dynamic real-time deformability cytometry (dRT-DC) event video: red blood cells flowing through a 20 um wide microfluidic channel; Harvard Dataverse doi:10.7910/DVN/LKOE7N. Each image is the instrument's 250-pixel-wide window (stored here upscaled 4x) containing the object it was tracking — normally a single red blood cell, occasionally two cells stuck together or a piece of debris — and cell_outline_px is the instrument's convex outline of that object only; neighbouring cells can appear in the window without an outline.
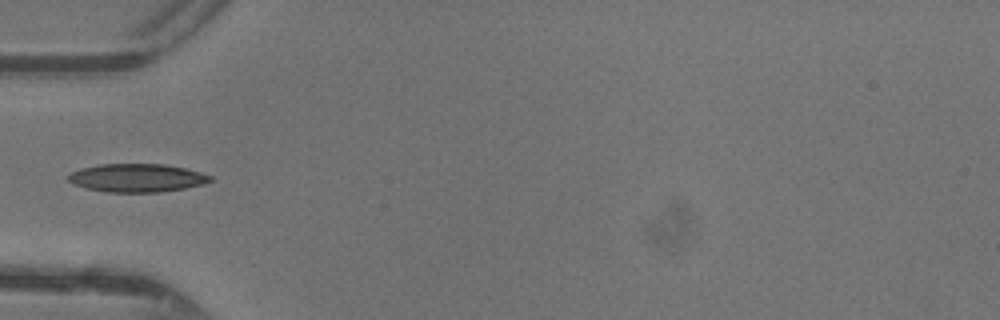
{"species": "common noctule bat (a hibernating species)", "species_latin": "Nyctalus noctula", "temperature_condition": "warm", "stored_images_in_passage": 12, "camera_frame_rate_fps": 3000, "um_per_image_px": 0.085, "animal": {"sex": "female"}, "frame": {"image": 1, "passage_image": 1, "time_ms": 0.0, "image_size_px": [1000, 320], "cell_outline_px": [[212, 180], [204, 184], [184, 188], [160, 192], [108, 192], [88, 188], [72, 184], [68, 180], [68, 176], [72, 172], [80, 168], [100, 164], [164, 164], [184, 168], [200, 172], [212, 176]], "centroid_in_image_um": [11.64, 15.12], "position_along_channel_um": 73.4, "area_um2": 23.29}}
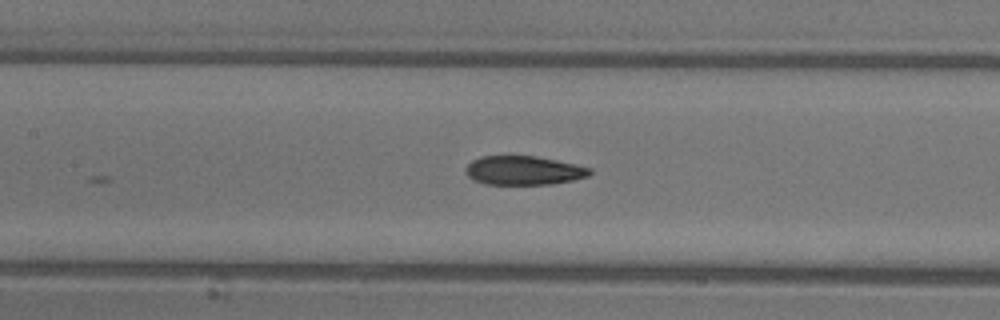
{"frame": {"image": 2, "passage_image": 7, "time_ms": 2.0, "image_size_px": [1000, 320], "cell_outline_px": [[592, 172], [588, 176], [572, 180], [552, 184], [484, 184], [472, 180], [468, 176], [468, 164], [472, 160], [480, 156], [536, 156], [556, 160], [592, 168]], "centroid_in_image_um": [44.52, 14.49], "position_along_channel_um": 162.9, "area_um2": 20.81}}
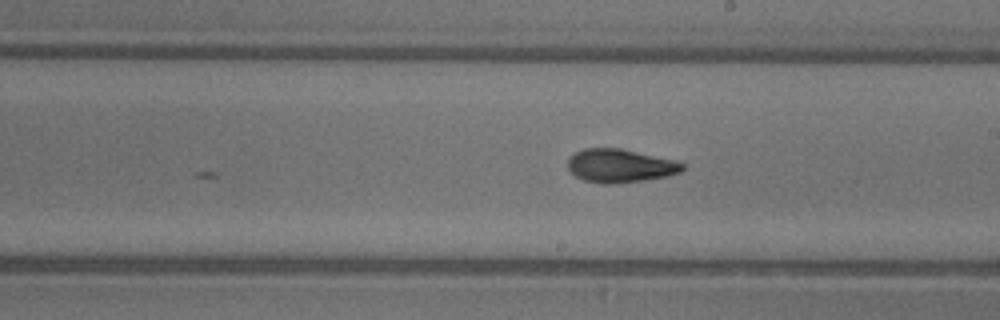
{"frame": {"image": 3, "passage_image": 12, "time_ms": 3.667, "image_size_px": [1000, 320], "cell_outline_px": [[684, 168], [680, 172], [668, 176], [644, 180], [616, 184], [604, 184], [584, 180], [576, 176], [568, 168], [568, 156], [584, 148], [620, 148], [676, 160], [684, 164]], "centroid_in_image_um": [52.71, 14.09], "position_along_channel_um": 236.3, "area_um2": 22.43}}